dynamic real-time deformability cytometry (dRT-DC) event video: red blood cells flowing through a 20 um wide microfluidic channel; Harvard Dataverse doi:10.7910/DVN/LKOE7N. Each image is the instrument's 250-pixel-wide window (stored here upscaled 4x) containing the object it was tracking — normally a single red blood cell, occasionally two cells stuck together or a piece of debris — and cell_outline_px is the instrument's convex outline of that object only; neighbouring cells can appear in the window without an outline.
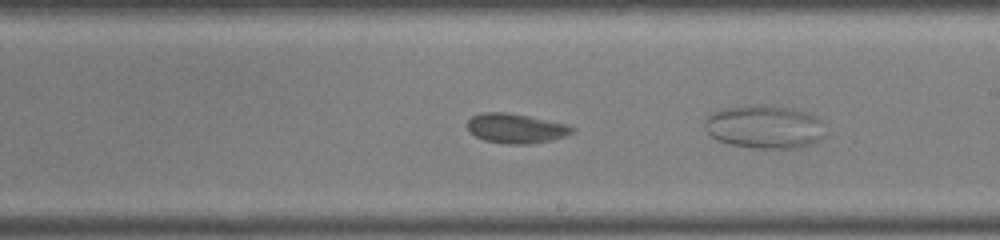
{"species": "common noctule bat (a hibernating species)", "species_latin": "Nyctalus noctula", "temperature_condition": "warm", "stored_images_in_passage": 43, "camera_frame_rate_fps": 3000, "um_per_image_px": 0.085, "animal": {"sex": "male", "body_mass_g": 19.0, "forearm_length_mm": 50.8}, "frame": {"image": 1, "passage_image": 21, "time_ms": 6.667, "image_size_px": [1000, 240], "cell_outline_px": [[576, 128], [568, 136], [528, 144], [508, 144], [484, 140], [476, 136], [468, 128], [468, 120], [472, 116], [480, 112], [508, 112], [528, 116], [564, 124]], "centroid_in_image_um": [43.83, 10.9], "position_along_channel_um": 245.2, "area_um2": 17.86}}
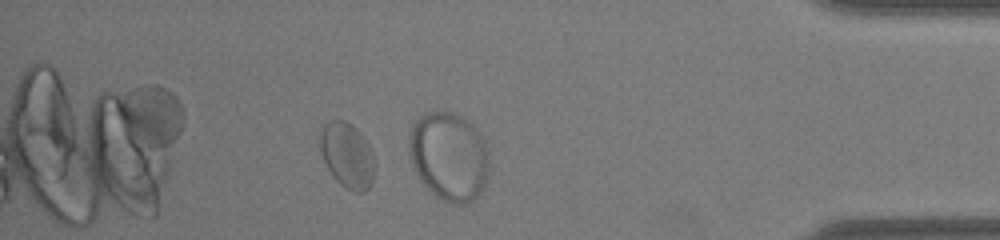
{"frame": {"image": 2, "passage_image": 37, "time_ms": 12.0, "image_size_px": [1000, 240], "cell_outline_px": [[376, 164], [372, 184], [364, 192], [352, 192], [344, 188], [332, 176], [320, 152], [320, 128], [328, 120], [344, 120], [352, 124], [364, 136], [372, 152]], "centroid_in_image_um": [29.52, 13.21], "position_along_channel_um": 405.7, "area_um2": 21.27}}